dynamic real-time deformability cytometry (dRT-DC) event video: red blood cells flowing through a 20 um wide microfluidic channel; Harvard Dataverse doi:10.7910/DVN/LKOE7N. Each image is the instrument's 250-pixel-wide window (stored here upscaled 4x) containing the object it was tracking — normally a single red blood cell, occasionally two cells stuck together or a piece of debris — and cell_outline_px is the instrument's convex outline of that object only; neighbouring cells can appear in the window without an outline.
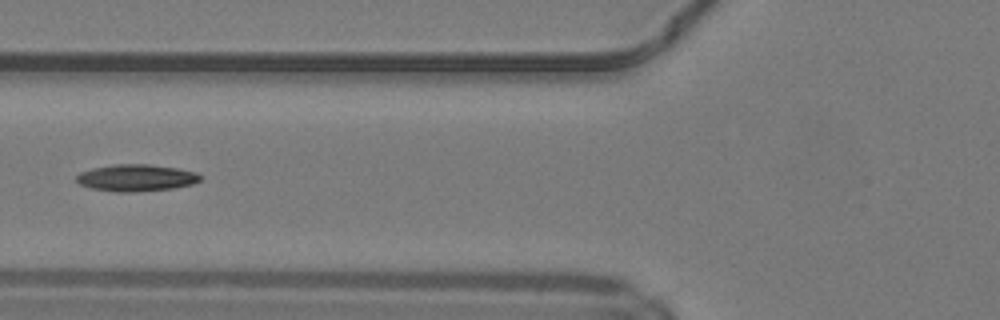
{"species": "common noctule bat (a hibernating species)", "species_latin": "Nyctalus noctula", "temperature_condition": "warm", "stored_images_in_passage": 35, "camera_frame_rate_fps": 3000, "um_per_image_px": 0.085, "animal": {"sex": "male", "body_mass_g": 19.2, "forearm_length_mm": 51.8}, "frame": {"image": 1, "passage_image": 6, "time_ms": 1.667, "image_size_px": [1000, 320], "cell_outline_px": [[200, 180], [192, 184], [172, 188], [136, 192], [116, 192], [92, 188], [80, 184], [76, 180], [76, 176], [80, 172], [92, 168], [116, 164], [148, 164], [176, 168], [196, 172], [200, 176]], "centroid_in_image_um": [11.55, 15.11], "position_along_channel_um": 114.2, "area_um2": 19.25}}
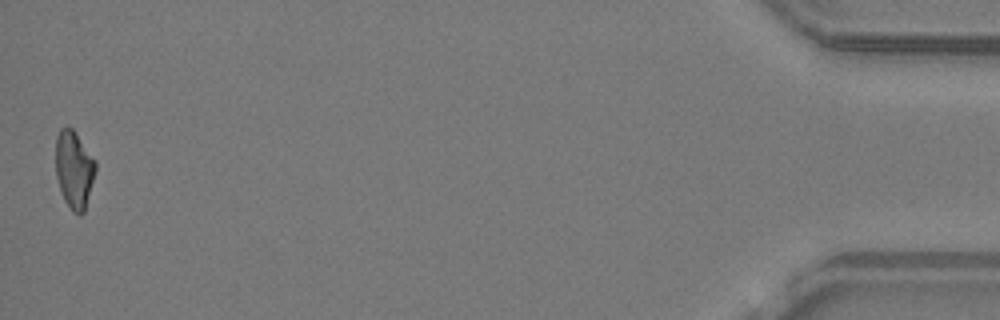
{"frame": {"image": 2, "passage_image": 35, "time_ms": 11.333, "image_size_px": [1000, 320], "cell_outline_px": [[96, 172], [84, 212], [80, 216], [72, 212], [64, 200], [56, 176], [56, 136], [60, 128], [72, 128], [96, 160]], "centroid_in_image_um": [6.31, 14.43], "position_along_channel_um": 428.9, "area_um2": 18.09}, "authors_computed_cell_mechanics": {"area_um2": 18.4382, "velocity_mm_per_s": 4.2381, "shape_relaxation_time_tau1_ms": 9.4809, "shape_relaxation_time_tau2_ms": 8.9523, "deformation_change_tau1": 0.2466, "deformation_change_tau2": 0.1971}}